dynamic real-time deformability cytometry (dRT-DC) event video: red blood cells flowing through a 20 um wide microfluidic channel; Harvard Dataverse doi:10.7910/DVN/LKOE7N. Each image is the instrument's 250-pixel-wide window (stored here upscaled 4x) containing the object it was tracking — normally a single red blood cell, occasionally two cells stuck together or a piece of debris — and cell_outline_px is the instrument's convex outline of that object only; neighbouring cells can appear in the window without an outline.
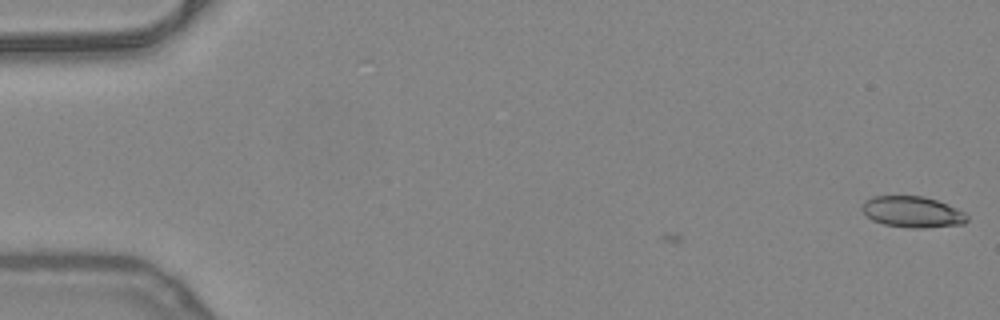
{"species": "common noctule bat (a hibernating species)", "species_latin": "Nyctalus noctula", "temperature_condition": "warm", "stored_images_in_passage": 7, "camera_frame_rate_fps": 3000, "um_per_image_px": 0.085, "animal": {"sex": "female", "body_mass_g": 24.6, "forearm_length_mm": 56.2}, "frame": {"image": 1, "passage_image": 1, "time_ms": 0.0, "image_size_px": [1000, 320], "cell_outline_px": [[968, 220], [964, 224], [924, 228], [908, 228], [884, 224], [872, 220], [860, 208], [864, 200], [872, 196], [924, 196], [936, 200], [956, 208], [964, 212], [968, 216]], "centroid_in_image_um": [77.54, 18.01], "position_along_channel_um": 7.5, "area_um2": 19.13}}